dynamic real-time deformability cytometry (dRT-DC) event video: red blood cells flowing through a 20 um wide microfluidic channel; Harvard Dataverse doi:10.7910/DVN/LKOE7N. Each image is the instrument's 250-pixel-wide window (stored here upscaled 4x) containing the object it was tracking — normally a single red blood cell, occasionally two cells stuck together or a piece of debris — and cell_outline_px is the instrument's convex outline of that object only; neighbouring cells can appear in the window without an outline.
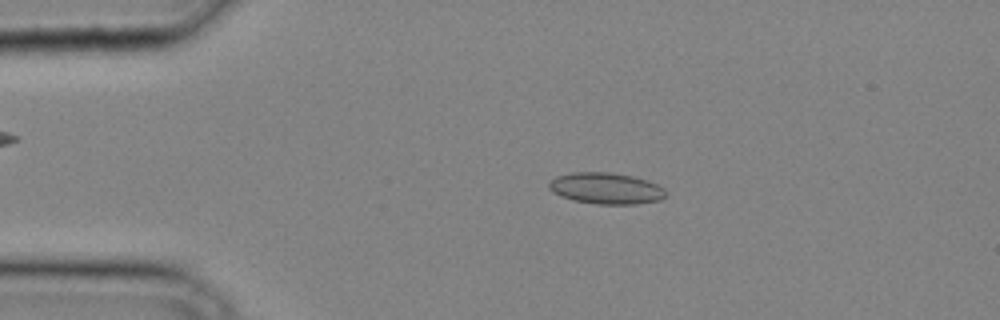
{"species": "common noctule bat (a hibernating species)", "species_latin": "Nyctalus noctula", "temperature_condition": "cold", "stored_images_in_passage": 8, "camera_frame_rate_fps": 3000, "um_per_image_px": 0.085, "animal": {"sex": "male", "body_mass_g": 20.4}, "frame": {"image": 1, "passage_image": 7, "time_ms": 2.0, "image_size_px": [1000, 320], "cell_outline_px": [[668, 192], [660, 200], [636, 204], [596, 204], [572, 200], [560, 196], [552, 192], [548, 188], [548, 184], [556, 176], [572, 172], [612, 172], [632, 176], [656, 184], [664, 188]], "centroid_in_image_um": [51.49, 16.01], "position_along_channel_um": 33.5, "area_um2": 21.39}}